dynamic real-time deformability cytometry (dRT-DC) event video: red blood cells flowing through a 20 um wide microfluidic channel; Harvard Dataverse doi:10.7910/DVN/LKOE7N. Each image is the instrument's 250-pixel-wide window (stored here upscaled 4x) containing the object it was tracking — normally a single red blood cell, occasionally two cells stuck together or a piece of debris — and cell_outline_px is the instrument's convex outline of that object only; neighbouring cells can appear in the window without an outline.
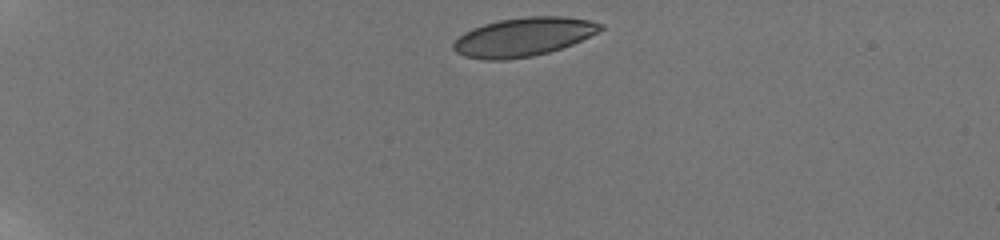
{"species": "human", "species_latin": "Homo sapiens", "temperature_condition": "room temperature", "stored_images_in_passage": 8, "camera_frame_rate_fps": 3000, "um_per_image_px": 0.085, "donor": {"sex": "male"}, "frame": {"image": 1, "passage_image": 1, "time_ms": 0.0, "image_size_px": [1000, 240], "cell_outline_px": [[604, 28], [572, 44], [548, 52], [532, 56], [504, 60], [484, 60], [464, 56], [456, 52], [452, 48], [452, 44], [464, 32], [472, 28], [484, 24], [500, 20], [528, 16], [564, 16], [592, 20], [604, 24]], "centroid_in_image_um": [44.48, 3.13], "position_along_channel_um": 40.5, "area_um2": 33.06}}
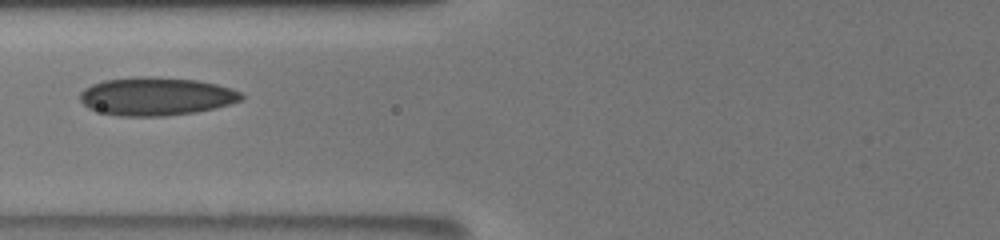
{"frame": {"image": 2, "passage_image": 7, "time_ms": 4.0, "image_size_px": [1000, 240], "cell_outline_px": [[244, 96], [240, 100], [216, 108], [196, 112], [164, 116], [120, 116], [88, 108], [80, 100], [80, 92], [84, 88], [92, 84], [104, 80], [136, 76], [148, 76], [196, 80], [216, 84], [232, 88], [240, 92]], "centroid_in_image_um": [13.26, 8.18], "position_along_channel_um": 112.5, "area_um2": 35.84}}